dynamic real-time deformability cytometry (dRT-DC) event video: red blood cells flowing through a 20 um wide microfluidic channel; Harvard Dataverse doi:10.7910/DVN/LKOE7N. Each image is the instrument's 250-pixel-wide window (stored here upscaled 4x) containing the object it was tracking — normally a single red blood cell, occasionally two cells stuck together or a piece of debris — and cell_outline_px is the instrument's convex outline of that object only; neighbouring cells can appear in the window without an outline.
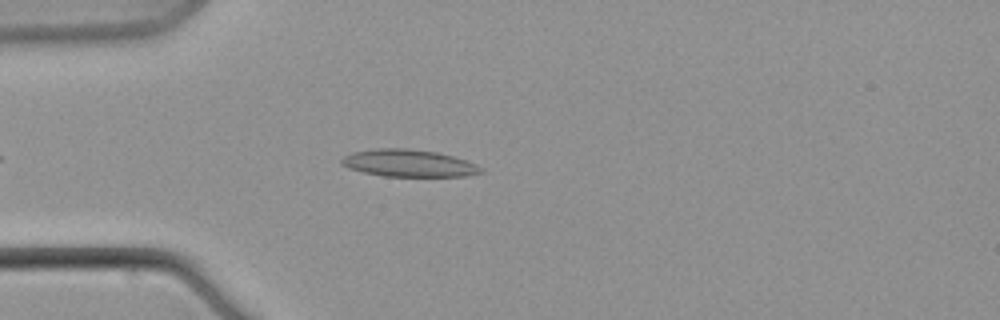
{"species": "common noctule bat (a hibernating species)", "species_latin": "Nyctalus noctula", "temperature_condition": "warm", "stored_images_in_passage": 4, "camera_frame_rate_fps": 3000, "um_per_image_px": 0.085, "animal": {"sex": "male", "body_mass_g": 21.5, "forearm_length_mm": 52.0}, "frame": {"image": 1, "passage_image": 4, "time_ms": 3.333, "image_size_px": [1000, 320], "cell_outline_px": [[484, 172], [464, 176], [384, 176], [364, 172], [348, 168], [340, 164], [340, 160], [344, 156], [352, 152], [376, 148], [404, 148], [440, 152], [468, 160], [484, 168]], "centroid_in_image_um": [34.76, 13.86], "position_along_channel_um": 50.2, "area_um2": 22.31}}